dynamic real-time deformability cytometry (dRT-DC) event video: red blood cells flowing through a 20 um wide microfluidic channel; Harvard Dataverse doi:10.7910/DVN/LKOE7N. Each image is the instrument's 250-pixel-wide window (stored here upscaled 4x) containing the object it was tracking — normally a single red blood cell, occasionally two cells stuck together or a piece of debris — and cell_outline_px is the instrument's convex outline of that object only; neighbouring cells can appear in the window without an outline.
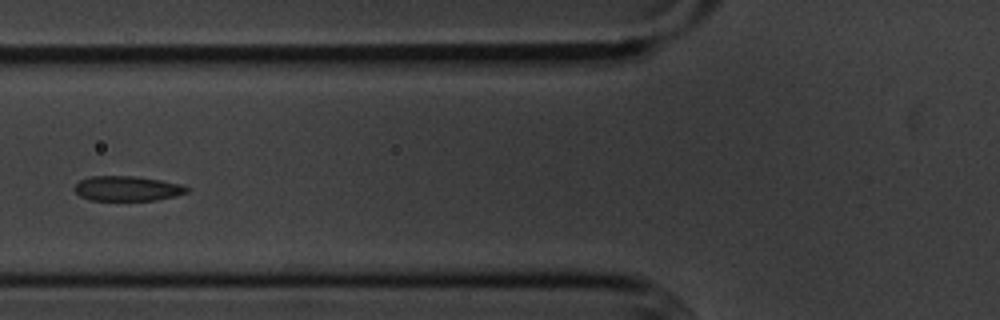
{"species": "common noctule bat (a hibernating species)", "species_latin": "Nyctalus noctula", "temperature_condition": "cold", "stored_images_in_passage": 13, "camera_frame_rate_fps": 3000, "um_per_image_px": 0.085, "animal": {"sex": "male", "body_mass_g": 20.1, "forearm_length_mm": 53.5}, "frame": {"image": 1, "passage_image": 4, "time_ms": 3.667, "image_size_px": [1000, 320], "cell_outline_px": [[192, 188], [188, 192], [176, 196], [156, 200], [88, 200], [80, 196], [72, 188], [80, 180], [92, 176], [136, 176], [160, 180], [180, 184]], "centroid_in_image_um": [10.83, 16.02], "position_along_channel_um": 115.0, "area_um2": 16.42}}
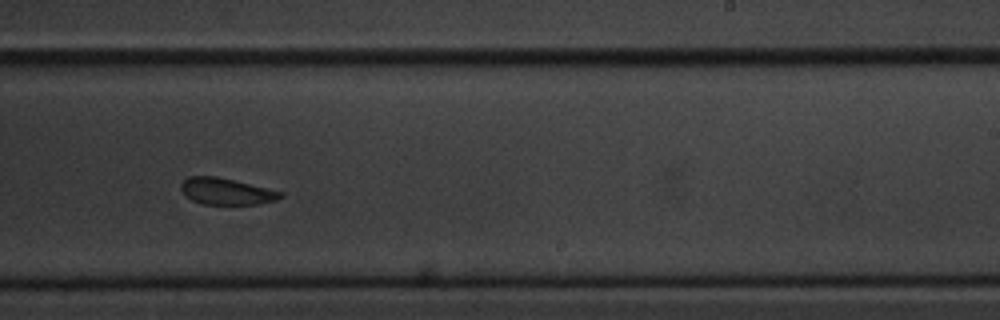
{"frame": {"image": 2, "passage_image": 8, "time_ms": 8.0, "image_size_px": [1000, 320], "cell_outline_px": [[284, 196], [276, 200], [260, 204], [204, 204], [192, 200], [180, 188], [180, 184], [188, 176], [216, 176], [284, 192]], "centroid_in_image_um": [19.26, 16.26], "position_along_channel_um": 269.7, "area_um2": 15.26}}
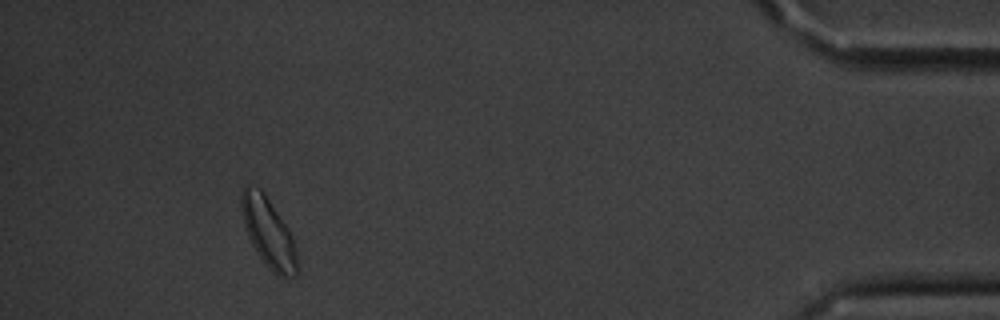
{"frame": {"image": 3, "passage_image": 12, "time_ms": 13.667, "image_size_px": [1000, 320], "cell_outline_px": [[296, 276], [276, 276], [264, 264], [256, 252], [248, 236], [244, 224], [240, 204], [240, 196], [244, 188], [248, 184], [260, 188], [264, 192], [288, 228], [292, 236], [296, 252]], "centroid_in_image_um": [22.78, 19.75], "position_along_channel_um": 412.4, "area_um2": 22.43}, "authors_computed_cell_mechanics": {"area_um2": 16.9354, "velocity_mm_per_s": 3.5737, "shape_relaxation_time_tau1_ms": 1.1806, "shape_relaxation_time_tau2_ms": 2.9947, "deformation_change_tau1": 0.0638, "deformation_change_tau2": 0.0424}}